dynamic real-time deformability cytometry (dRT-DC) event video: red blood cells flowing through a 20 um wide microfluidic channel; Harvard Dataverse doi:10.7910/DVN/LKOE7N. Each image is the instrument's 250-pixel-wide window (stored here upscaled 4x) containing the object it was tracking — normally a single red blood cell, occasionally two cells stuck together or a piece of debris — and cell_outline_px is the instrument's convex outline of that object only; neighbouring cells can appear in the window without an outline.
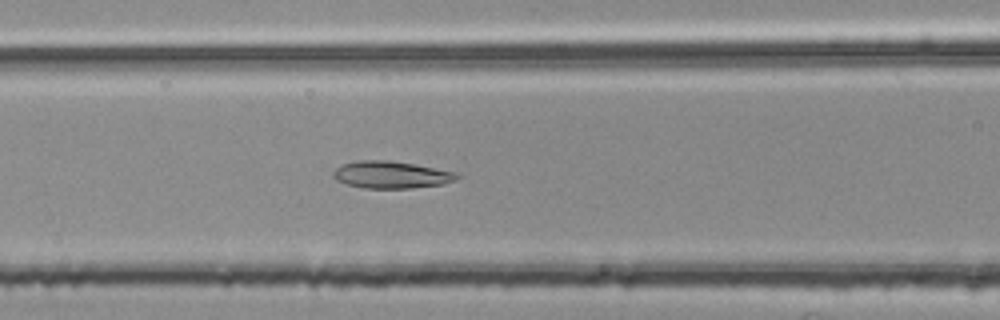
{"species": "common noctule bat (a hibernating species)", "species_latin": "Nyctalus noctula", "temperature_condition": "room temperature", "stored_images_in_passage": 39, "camera_frame_rate_fps": 3000, "um_per_image_px": 0.085, "animal": {"sex": "female", "body_mass_g": 25.1}, "frame": {"image": 1, "passage_image": 10, "time_ms": 3.0, "image_size_px": [1000, 320], "cell_outline_px": [[460, 176], [456, 180], [444, 184], [412, 188], [364, 188], [348, 184], [336, 180], [332, 176], [332, 172], [340, 164], [360, 160], [388, 160], [412, 164], [456, 172]], "centroid_in_image_um": [33.23, 14.85], "position_along_channel_um": 133.4, "area_um2": 19.54}}
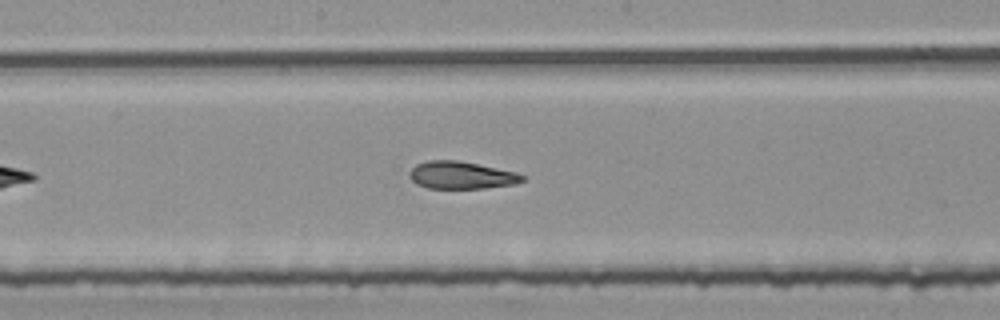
{"frame": {"image": 2, "passage_image": 16, "time_ms": 5.0, "image_size_px": [1000, 320], "cell_outline_px": [[528, 176], [524, 180], [516, 184], [484, 188], [428, 188], [416, 184], [408, 176], [408, 172], [416, 164], [428, 160], [460, 160], [516, 172]], "centroid_in_image_um": [39.22, 14.89], "position_along_channel_um": 209.0, "area_um2": 18.26}}
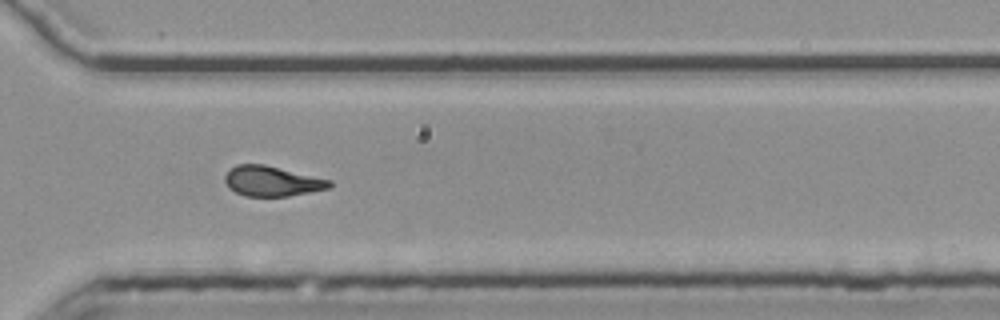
{"frame": {"image": 3, "passage_image": 27, "time_ms": 8.667, "image_size_px": [1000, 320], "cell_outline_px": [[332, 184], [328, 188], [288, 196], [244, 196], [228, 188], [224, 180], [224, 176], [236, 164], [264, 164], [332, 180]], "centroid_in_image_um": [23.09, 15.39], "position_along_channel_um": 347.5, "area_um2": 18.26}, "authors_computed_cell_mechanics": {"area_um2": 18.7272, "velocity_mm_per_s": 3.7862, "shape_relaxation_time_tau1_ms": 10.2784, "shape_relaxation_time_tau2_ms": 2.6793, "deformation_change_tau1": 0.2208, "deformation_change_tau2": 0.0704}}